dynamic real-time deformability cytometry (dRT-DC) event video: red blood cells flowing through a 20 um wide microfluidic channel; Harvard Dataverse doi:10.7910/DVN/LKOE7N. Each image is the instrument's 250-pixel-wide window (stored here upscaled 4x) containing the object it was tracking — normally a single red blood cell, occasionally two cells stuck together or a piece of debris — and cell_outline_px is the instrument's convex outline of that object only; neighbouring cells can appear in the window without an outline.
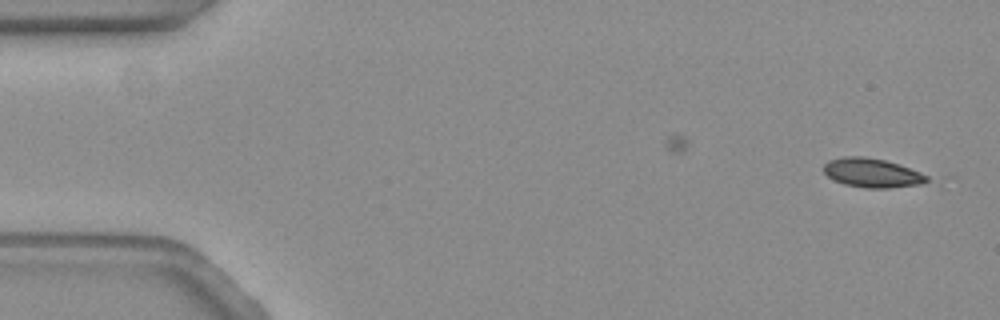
{"species": "common noctule bat (a hibernating species)", "species_latin": "Nyctalus noctula", "temperature_condition": "warm", "stored_images_in_passage": 3, "camera_frame_rate_fps": 3000, "um_per_image_px": 0.085, "animal": {"sex": "female", "body_mass_g": 19.3, "forearm_length_mm": 54.1}, "frame": {"image": 1, "passage_image": 1, "time_ms": 0.0, "image_size_px": [1000, 320], "cell_outline_px": [[956, 176], [944, 188], [864, 188], [844, 184], [832, 180], [824, 172], [824, 164], [828, 160], [844, 156], [864, 156], [884, 160]], "centroid_in_image_um": [75.02, 14.79], "position_along_channel_um": 10.0, "area_um2": 21.56}}